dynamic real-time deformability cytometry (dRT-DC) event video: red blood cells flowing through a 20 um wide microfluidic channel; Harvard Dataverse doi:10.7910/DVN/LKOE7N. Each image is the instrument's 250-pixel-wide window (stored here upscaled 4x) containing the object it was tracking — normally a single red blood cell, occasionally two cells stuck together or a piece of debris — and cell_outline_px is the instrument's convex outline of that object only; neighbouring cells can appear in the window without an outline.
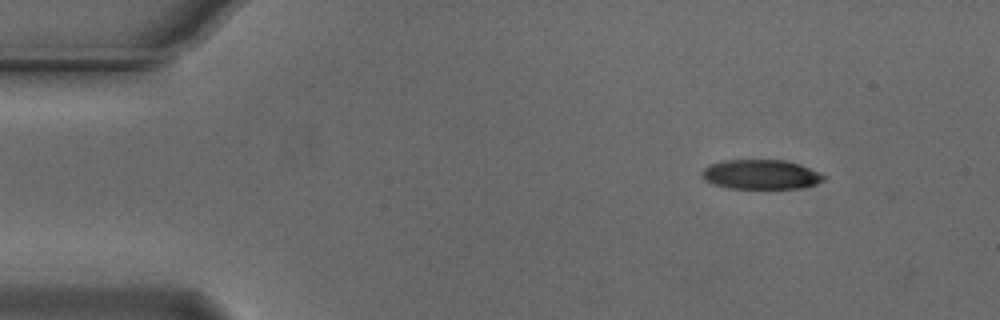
{"species": "Egyptian fruit bat (a non-hibernating species)", "species_latin": "Rousettus aegyptiacus", "temperature_condition": "cold", "stored_images_in_passage": 49, "camera_frame_rate_fps": 3000, "um_per_image_px": 0.085, "animal": {"sex": "male"}, "frame": {"image": 1, "passage_image": 1, "time_ms": 0.0, "image_size_px": [1000, 320], "cell_outline_px": [[824, 180], [816, 184], [800, 188], [728, 188], [712, 184], [704, 180], [700, 176], [700, 172], [704, 168], [712, 164], [724, 160], [784, 160], [800, 164], [824, 176]], "centroid_in_image_um": [64.61, 14.83], "position_along_channel_um": 20.4, "area_um2": 20.87}}
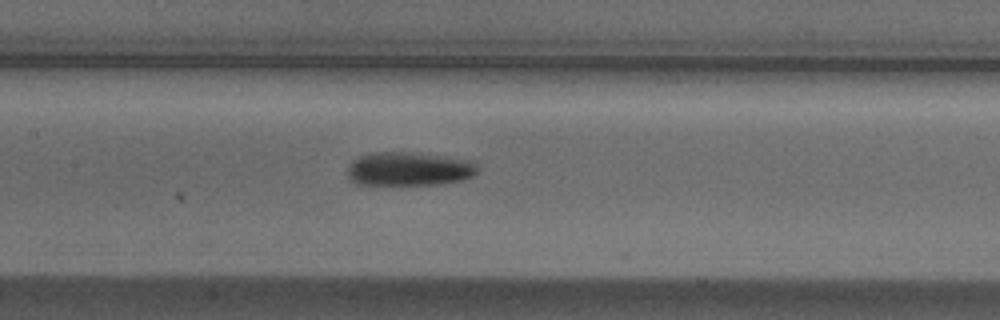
{"frame": {"image": 2, "passage_image": 20, "time_ms": 6.333, "image_size_px": [1000, 320], "cell_outline_px": [[480, 168], [472, 176], [464, 180], [440, 184], [356, 184], [348, 180], [348, 164], [352, 160], [360, 156], [372, 152], [404, 152], [444, 156], [472, 160]], "centroid_in_image_um": [34.76, 14.36], "position_along_channel_um": 172.6, "area_um2": 25.72}}
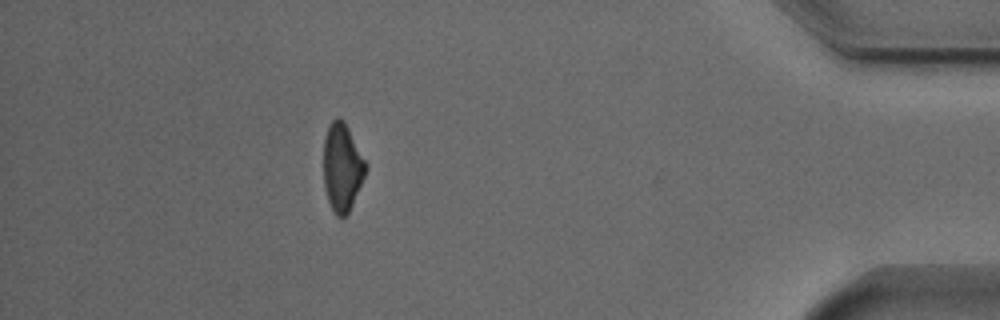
{"frame": {"image": 3, "passage_image": 43, "time_ms": 14.0, "image_size_px": [1000, 320], "cell_outline_px": [[368, 168], [352, 204], [348, 212], [344, 216], [336, 216], [328, 200], [324, 188], [324, 136], [332, 120], [336, 116], [340, 116], [344, 120], [368, 164]], "centroid_in_image_um": [29.09, 14.17], "position_along_channel_um": 406.1, "area_um2": 21.62}, "authors_computed_cell_mechanics": {"area_um2": 23.2356, "velocity_mm_per_s": 3.7383, "shape_relaxation_time_tau1_ms": 3.735, "shape_relaxation_time_tau2_ms": null, "deformation_change_tau1": 0.1507, "deformation_change_tau2": null}}